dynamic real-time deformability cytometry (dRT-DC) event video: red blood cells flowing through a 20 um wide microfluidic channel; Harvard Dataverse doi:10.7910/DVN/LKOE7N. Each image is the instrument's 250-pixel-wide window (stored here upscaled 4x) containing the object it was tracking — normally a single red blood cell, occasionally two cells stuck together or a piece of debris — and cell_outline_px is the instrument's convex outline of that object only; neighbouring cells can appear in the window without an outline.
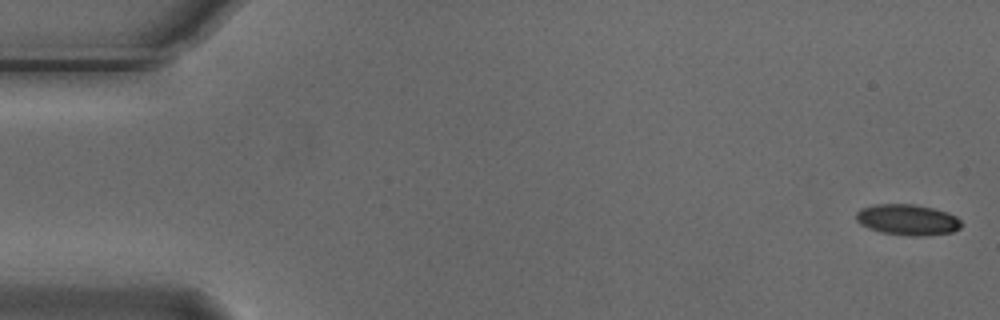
{"species": "Egyptian fruit bat (a non-hibernating species)", "species_latin": "Rousettus aegyptiacus", "temperature_condition": "cold", "stored_images_in_passage": 6, "camera_frame_rate_fps": 3000, "um_per_image_px": 0.085, "animal": {"sex": "male"}, "frame": {"image": 1, "passage_image": 1, "time_ms": 0.0, "image_size_px": [1000, 320], "cell_outline_px": [[960, 228], [952, 232], [920, 236], [908, 236], [880, 232], [868, 228], [860, 224], [856, 220], [856, 212], [860, 208], [872, 204], [912, 204], [932, 208], [948, 212], [956, 216], [960, 220]], "centroid_in_image_um": [77.1, 18.67], "position_along_channel_um": 7.9, "area_um2": 19.02}}